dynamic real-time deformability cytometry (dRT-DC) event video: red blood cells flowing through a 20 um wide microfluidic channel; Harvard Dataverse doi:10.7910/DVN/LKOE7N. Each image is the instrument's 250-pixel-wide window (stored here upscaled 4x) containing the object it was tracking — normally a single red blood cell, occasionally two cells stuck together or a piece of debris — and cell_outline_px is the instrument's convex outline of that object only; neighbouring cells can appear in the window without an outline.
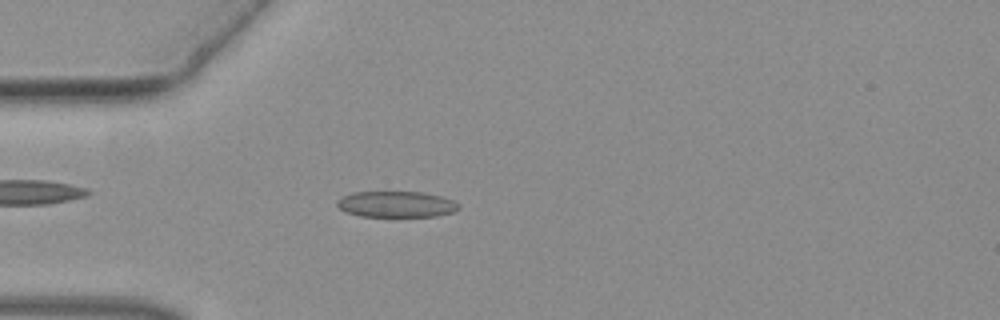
{"species": "common noctule bat (a hibernating species)", "species_latin": "Nyctalus noctula", "temperature_condition": "warm", "stored_images_in_passage": 48, "camera_frame_rate_fps": 3000, "um_per_image_px": 0.085, "animal": {"sex": "female", "body_mass_g": 19.3, "forearm_length_mm": 54.1}, "frame": {"image": 1, "passage_image": 12, "time_ms": 3.667, "image_size_px": [1000, 320], "cell_outline_px": [[460, 208], [452, 212], [436, 216], [360, 216], [344, 212], [336, 204], [336, 200], [340, 196], [352, 192], [420, 192], [440, 196], [452, 200], [460, 204]], "centroid_in_image_um": [33.63, 17.36], "position_along_channel_um": 51.4, "area_um2": 18.5}}
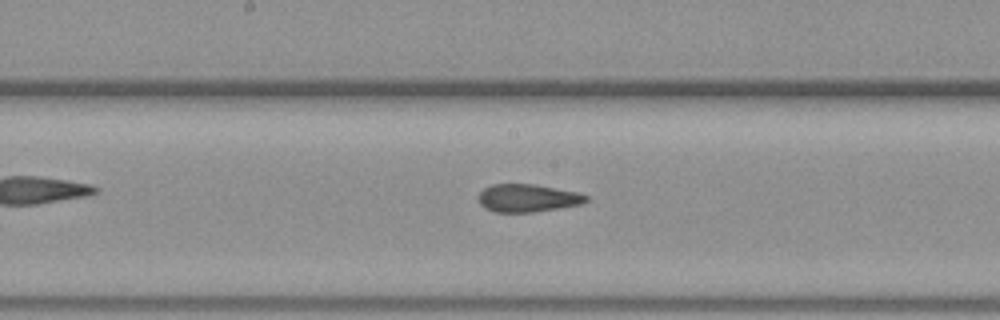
{"frame": {"image": 2, "passage_image": 24, "time_ms": 7.667, "image_size_px": [1000, 320], "cell_outline_px": [[588, 200], [580, 204], [560, 208], [532, 212], [496, 212], [484, 208], [480, 204], [480, 192], [484, 188], [492, 184], [536, 184], [580, 192], [588, 196]], "centroid_in_image_um": [44.88, 16.83], "position_along_channel_um": 203.3, "area_um2": 17.51}}
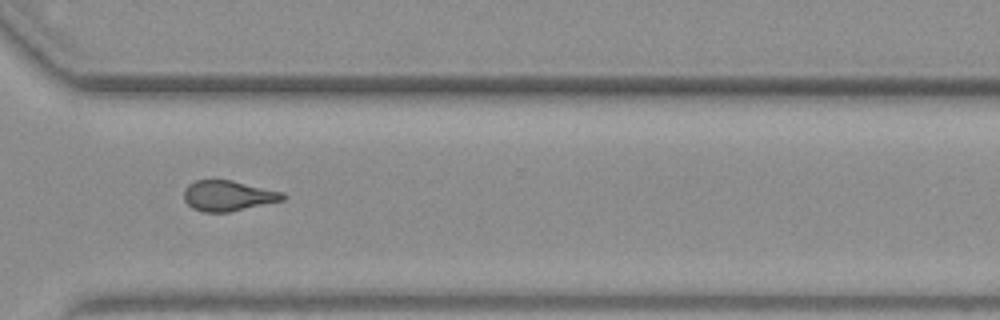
{"frame": {"image": 3, "passage_image": 35, "time_ms": 11.333, "image_size_px": [1000, 320], "cell_outline_px": [[288, 196], [284, 200], [228, 212], [200, 212], [192, 208], [184, 200], [184, 188], [188, 184], [196, 180], [232, 180], [284, 192]], "centroid_in_image_um": [19.39, 16.63], "position_along_channel_um": 351.2, "area_um2": 17.69}}